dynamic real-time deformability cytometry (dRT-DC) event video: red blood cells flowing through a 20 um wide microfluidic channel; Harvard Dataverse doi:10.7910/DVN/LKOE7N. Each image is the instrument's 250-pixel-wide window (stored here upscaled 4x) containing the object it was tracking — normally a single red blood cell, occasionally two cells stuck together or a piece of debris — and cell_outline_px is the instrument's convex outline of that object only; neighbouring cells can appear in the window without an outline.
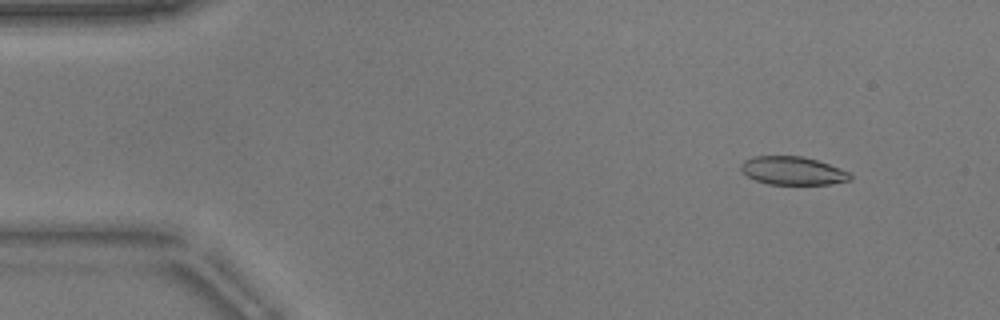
{"species": "common noctule bat (a hibernating species)", "species_latin": "Nyctalus noctula", "temperature_condition": "warm", "stored_images_in_passage": 53, "camera_frame_rate_fps": 3000, "um_per_image_px": 0.085, "animal": {"sex": "male", "body_mass_g": 17.9}, "frame": {"image": 1, "passage_image": 6, "time_ms": 1.667, "image_size_px": [1000, 320], "cell_outline_px": [[852, 180], [832, 184], [768, 184], [756, 180], [748, 176], [740, 168], [740, 164], [744, 160], [752, 156], [800, 156], [816, 160], [840, 168], [848, 172], [852, 176]], "centroid_in_image_um": [67.38, 14.51], "position_along_channel_um": 17.6, "area_um2": 17.92}}
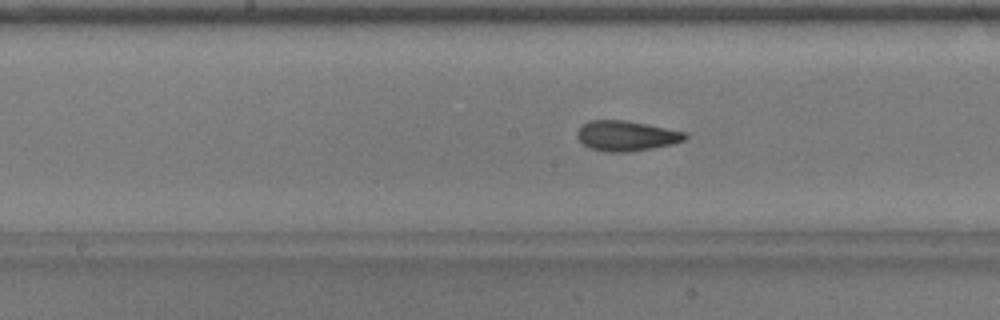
{"frame": {"image": 2, "passage_image": 27, "time_ms": 8.667, "image_size_px": [1000, 320], "cell_outline_px": [[688, 136], [684, 140], [672, 144], [652, 148], [628, 152], [604, 152], [588, 148], [576, 136], [576, 132], [588, 120], [624, 120], [684, 132]], "centroid_in_image_um": [53.19, 11.56], "position_along_channel_um": 195.0, "area_um2": 18.79}}
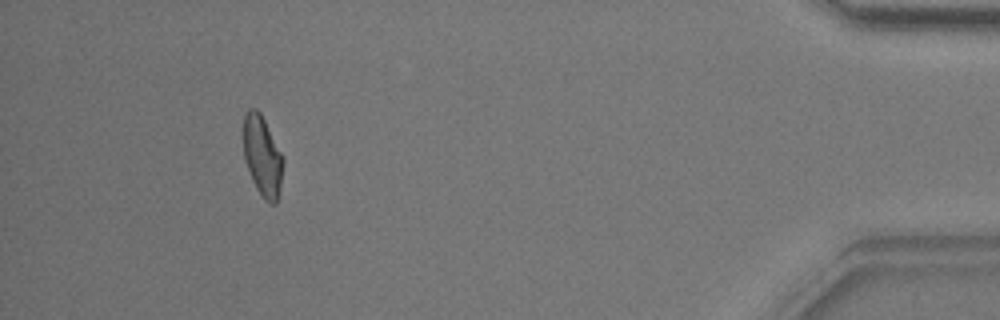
{"frame": {"image": 3, "passage_image": 49, "time_ms": 16.0, "image_size_px": [1000, 320], "cell_outline_px": [[284, 160], [280, 184], [276, 204], [272, 204], [264, 200], [256, 188], [252, 180], [244, 160], [244, 112], [248, 108], [256, 108], [260, 112]], "centroid_in_image_um": [22.28, 13.27], "position_along_channel_um": 412.9, "area_um2": 18.32}, "authors_computed_cell_mechanics": {"area_um2": 18.7272, "velocity_mm_per_s": 3.845, "shape_relaxation_time_tau1_ms": 9.4545, "shape_relaxation_time_tau2_ms": 1.2921, "deformation_change_tau1": 0.1972, "deformation_change_tau2": 0.0722}}